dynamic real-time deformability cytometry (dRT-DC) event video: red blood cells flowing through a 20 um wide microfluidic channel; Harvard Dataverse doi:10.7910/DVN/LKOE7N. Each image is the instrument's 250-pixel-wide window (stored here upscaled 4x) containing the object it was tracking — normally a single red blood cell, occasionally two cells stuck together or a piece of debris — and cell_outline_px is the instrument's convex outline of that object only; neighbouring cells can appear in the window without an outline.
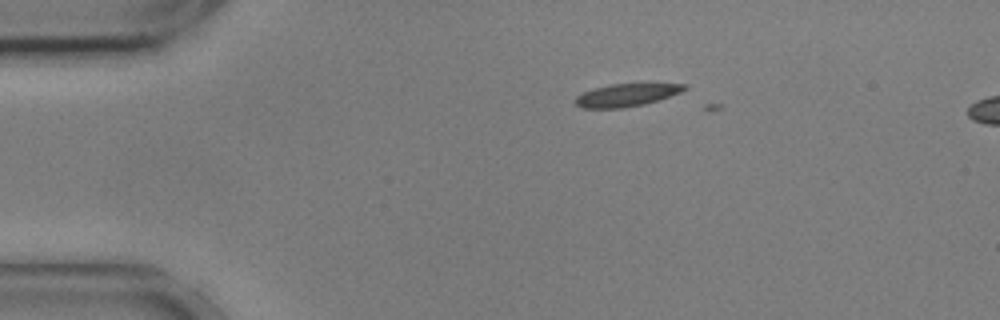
{"species": "common noctule bat (a hibernating species)", "species_latin": "Nyctalus noctula", "temperature_condition": "cold", "stored_images_in_passage": 3, "camera_frame_rate_fps": 3000, "um_per_image_px": 0.085, "animal": {"sex": "male", "body_mass_g": 17.9, "forearm_length_mm": 54.2}, "frame": {"image": 1, "passage_image": 1, "time_ms": 0.0, "image_size_px": [1000, 320], "cell_outline_px": [[688, 88], [680, 92], [644, 104], [620, 108], [584, 108], [576, 104], [576, 96], [592, 88], [612, 84], [688, 84]], "centroid_in_image_um": [53.23, 8.07], "position_along_channel_um": 31.8, "area_um2": 14.1}}